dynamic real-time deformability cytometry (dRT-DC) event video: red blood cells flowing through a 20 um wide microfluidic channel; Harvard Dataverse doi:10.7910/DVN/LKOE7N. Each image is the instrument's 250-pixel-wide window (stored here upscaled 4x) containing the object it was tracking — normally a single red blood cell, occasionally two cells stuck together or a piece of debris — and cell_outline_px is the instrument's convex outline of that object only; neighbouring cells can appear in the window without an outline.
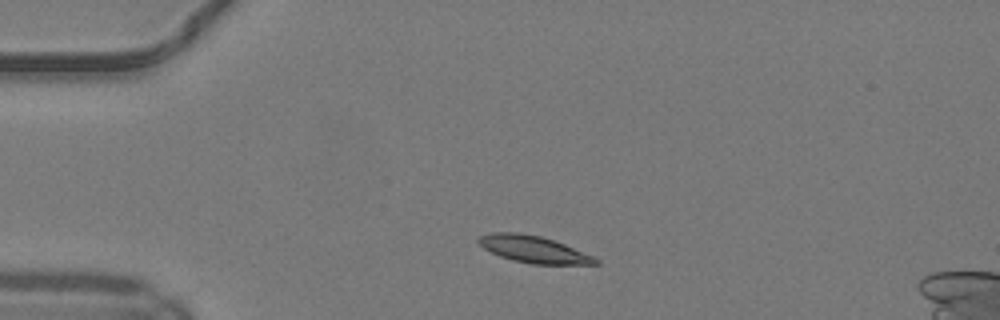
{"species": "common noctule bat (a hibernating species)", "species_latin": "Nyctalus noctula", "temperature_condition": "warm", "stored_images_in_passage": 39, "camera_frame_rate_fps": 3000, "um_per_image_px": 0.085, "animal": {"sex": "male", "body_mass_g": 19.2, "forearm_length_mm": 51.8}, "frame": {"image": 1, "passage_image": 1, "time_ms": 0.0, "image_size_px": [1000, 320], "cell_outline_px": [[600, 264], [532, 264], [512, 260], [500, 256], [484, 248], [476, 240], [480, 236], [492, 232], [520, 232], [540, 236], [564, 244], [592, 256], [600, 260]], "centroid_in_image_um": [45.33, 21.19], "position_along_channel_um": 39.7, "area_um2": 18.15}}
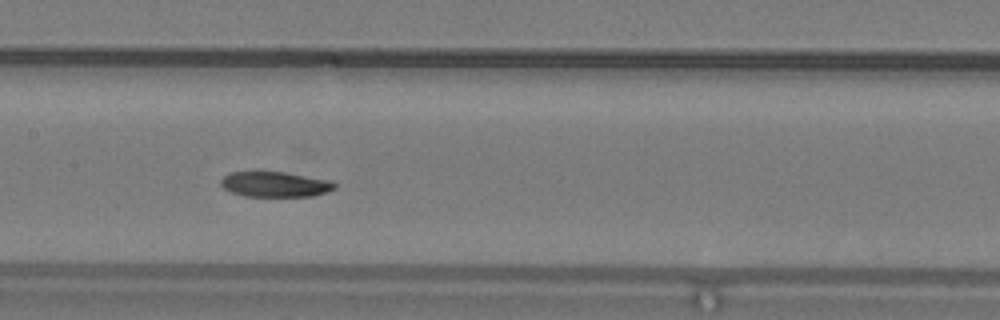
{"frame": {"image": 2, "passage_image": 14, "time_ms": 4.333, "image_size_px": [1000, 320], "cell_outline_px": [[336, 188], [328, 192], [312, 196], [244, 196], [232, 192], [224, 188], [220, 184], [220, 180], [224, 176], [232, 172], [256, 168], [260, 168], [332, 180], [336, 184]], "centroid_in_image_um": [23.35, 15.61], "position_along_channel_um": 184.0, "area_um2": 17.57}}
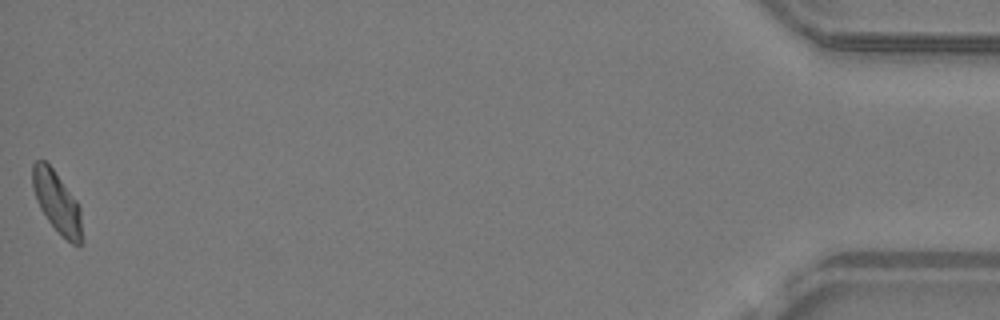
{"frame": {"image": 3, "passage_image": 39, "time_ms": 12.667, "image_size_px": [1000, 320], "cell_outline_px": [[84, 244], [80, 248], [72, 244], [48, 220], [40, 208], [36, 200], [32, 188], [32, 164], [36, 160], [44, 160], [52, 168], [76, 200], [80, 208], [84, 240]], "centroid_in_image_um": [4.87, 17.23], "position_along_channel_um": 430.3, "area_um2": 17.74}, "authors_computed_cell_mechanics": {"area_um2": 17.918, "velocity_mm_per_s": 4.1245, "shape_relaxation_time_tau1_ms": 4.9615, "shape_relaxation_time_tau2_ms": 2.7357, "deformation_change_tau1": 0.139, "deformation_change_tau2": 0.0723}}